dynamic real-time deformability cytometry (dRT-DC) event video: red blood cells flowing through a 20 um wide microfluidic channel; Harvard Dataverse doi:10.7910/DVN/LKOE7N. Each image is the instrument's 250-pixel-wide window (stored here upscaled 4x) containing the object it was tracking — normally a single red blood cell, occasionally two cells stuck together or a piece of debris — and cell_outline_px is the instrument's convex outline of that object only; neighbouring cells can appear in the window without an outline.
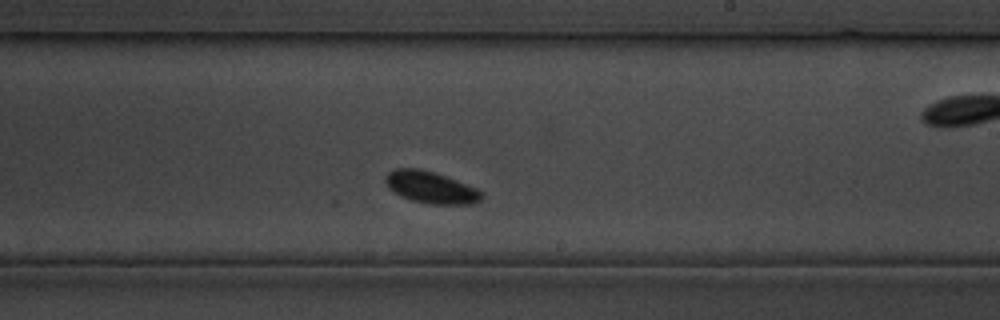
{"species": "common noctule bat (a hibernating species)", "species_latin": "Nyctalus noctula", "temperature_condition": "cold", "stored_images_in_passage": 28, "camera_frame_rate_fps": 3000, "um_per_image_px": 0.085, "animal": {"sex": "male", "body_mass_g": 19.5, "forearm_length_mm": 54.6}, "frame": {"image": 1, "passage_image": 13, "time_ms": 15.333, "image_size_px": [1000, 320], "cell_outline_px": [[484, 196], [480, 200], [472, 204], [428, 204], [412, 200], [400, 196], [388, 188], [384, 180], [384, 176], [388, 172], [396, 168], [420, 168], [444, 176], [476, 188]], "centroid_in_image_um": [36.56, 15.93], "position_along_channel_um": 252.4, "area_um2": 17.74}}